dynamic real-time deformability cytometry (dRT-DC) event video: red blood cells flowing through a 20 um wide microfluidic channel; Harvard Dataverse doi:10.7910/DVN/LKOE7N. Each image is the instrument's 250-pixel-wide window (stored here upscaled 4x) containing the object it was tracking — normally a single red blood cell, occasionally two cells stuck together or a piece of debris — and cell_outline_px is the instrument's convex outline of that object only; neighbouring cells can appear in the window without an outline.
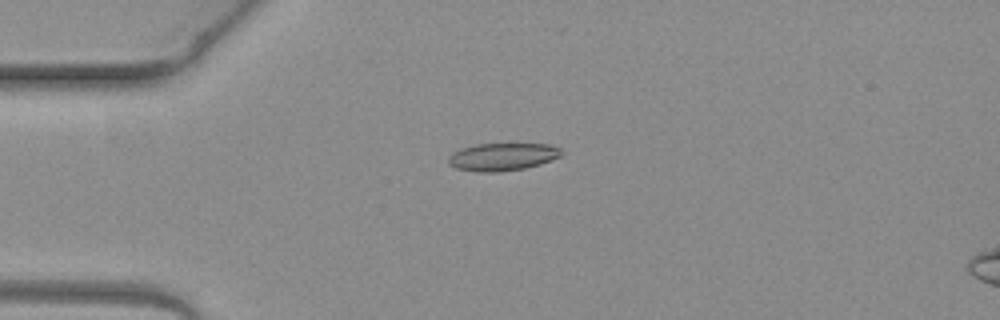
{"species": "common noctule bat (a hibernating species)", "species_latin": "Nyctalus noctula", "temperature_condition": "warm", "stored_images_in_passage": 4, "camera_frame_rate_fps": 3000, "um_per_image_px": 0.085, "animal": {"sex": "female", "body_mass_g": 19.3, "forearm_length_mm": 54.1}, "frame": {"image": 1, "passage_image": 2, "time_ms": 0.333, "image_size_px": [1000, 320], "cell_outline_px": [[564, 152], [560, 156], [540, 164], [524, 168], [500, 172], [476, 172], [456, 168], [448, 164], [448, 156], [452, 152], [460, 148], [476, 144], [548, 144], [560, 148]], "centroid_in_image_um": [42.67, 13.33], "position_along_channel_um": 42.3, "area_um2": 18.32}}
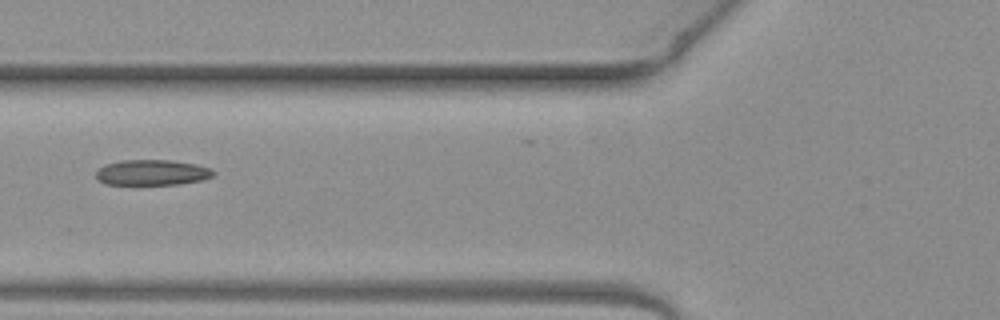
{"frame": {"image": 2, "passage_image": 4, "time_ms": 1.0, "image_size_px": [1000, 320], "cell_outline_px": [[216, 172], [212, 176], [204, 180], [180, 184], [104, 184], [96, 176], [96, 172], [104, 164], [120, 160], [172, 160], [196, 164], [208, 168]], "centroid_in_image_um": [12.94, 14.66], "position_along_channel_um": 112.9, "area_um2": 17.46}}